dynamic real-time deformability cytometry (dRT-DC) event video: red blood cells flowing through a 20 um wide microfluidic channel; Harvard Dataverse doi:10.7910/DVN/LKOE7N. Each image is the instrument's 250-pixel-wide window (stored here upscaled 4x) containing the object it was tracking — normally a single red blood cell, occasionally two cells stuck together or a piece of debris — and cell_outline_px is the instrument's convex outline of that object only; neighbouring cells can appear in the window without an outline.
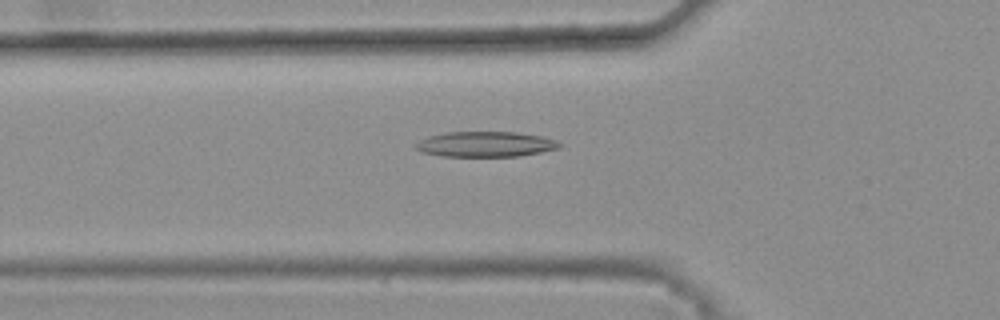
{"species": "common noctule bat (a hibernating species)", "species_latin": "Nyctalus noctula", "temperature_condition": "warm", "stored_images_in_passage": 41, "camera_frame_rate_fps": 3000, "um_per_image_px": 0.085, "animal": {"sex": "female", "body_mass_g": 25.1}, "frame": {"image": 1, "passage_image": 11, "time_ms": 3.333, "image_size_px": [1000, 320], "cell_outline_px": [[552, 148], [512, 156], [452, 156], [428, 152], [440, 136], [460, 132], [504, 132], [532, 136], [544, 140]], "centroid_in_image_um": [41.43, 12.27], "position_along_channel_um": 84.4, "area_um2": 17.05}}
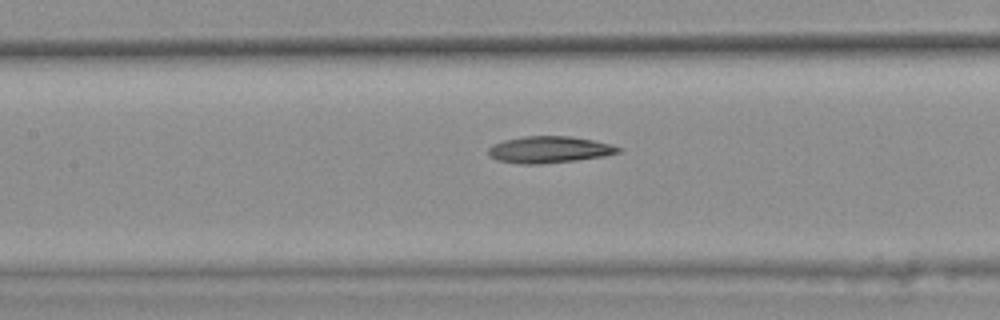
{"frame": {"image": 2, "passage_image": 17, "time_ms": 5.333, "image_size_px": [1000, 320], "cell_outline_px": [[616, 152], [596, 156], [568, 160], [504, 160], [492, 156], [492, 148], [500, 144], [512, 140], [536, 136], [560, 136], [588, 140], [604, 144], [616, 148]], "centroid_in_image_um": [46.75, 12.66], "position_along_channel_um": 160.7, "area_um2": 16.65}}
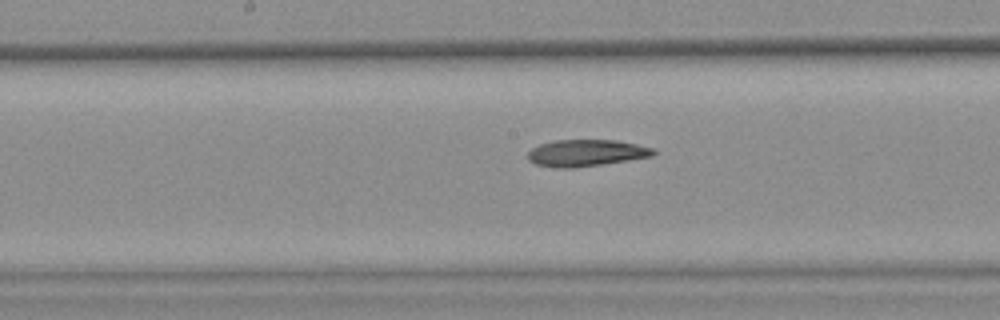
{"frame": {"image": 3, "passage_image": 20, "time_ms": 6.333, "image_size_px": [1000, 320], "cell_outline_px": [[652, 152], [644, 156], [620, 160], [592, 164], [540, 164], [532, 160], [528, 156], [536, 148], [544, 144], [568, 140], [604, 140], [628, 144], [648, 148]], "centroid_in_image_um": [49.79, 12.94], "position_along_channel_um": 198.4, "area_um2": 16.3}}